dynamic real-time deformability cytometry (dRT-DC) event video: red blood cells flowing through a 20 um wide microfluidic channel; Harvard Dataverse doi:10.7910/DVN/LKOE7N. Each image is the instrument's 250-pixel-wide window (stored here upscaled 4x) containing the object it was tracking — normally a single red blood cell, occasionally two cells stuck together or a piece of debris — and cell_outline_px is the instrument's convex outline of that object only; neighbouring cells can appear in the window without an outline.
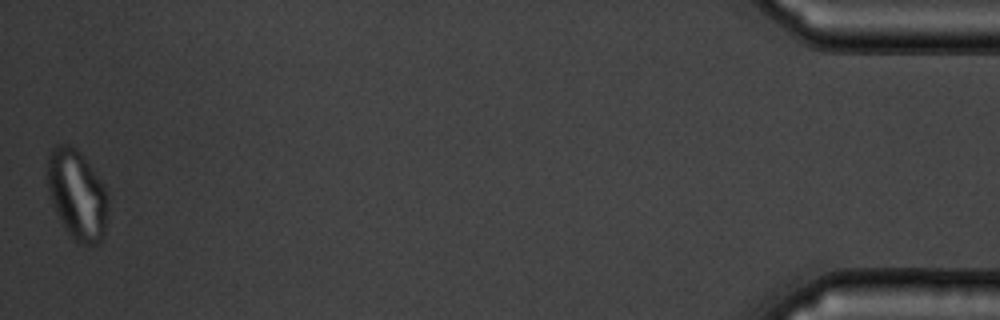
{"species": "common noctule bat (a hibernating species)", "species_latin": "Nyctalus noctula", "temperature_condition": "warm", "stored_images_in_passage": 44, "camera_frame_rate_fps": 3000, "um_per_image_px": 0.085, "animal": {"sex": "male", "body_mass_g": 19.5, "forearm_length_mm": 54.6}, "frame": {"image": 1, "passage_image": 44, "time_ms": 14.333, "image_size_px": [1000, 320], "cell_outline_px": [[108, 196], [104, 236], [96, 244], [84, 244], [72, 240], [64, 228], [52, 204], [48, 188], [48, 156], [52, 148], [56, 144], [68, 144], [76, 148], [104, 184]], "centroid_in_image_um": [6.55, 16.55], "position_along_channel_um": 428.7, "area_um2": 31.56}, "authors_computed_cell_mechanics": {"area_um2": 28.4954, "velocity_mm_per_s": 3.7976, "shape_relaxation_time_tau1_ms": 5.9392, "shape_relaxation_time_tau2_ms": 2.026, "deformation_change_tau1": 0.1271, "deformation_change_tau2": 0.066}}